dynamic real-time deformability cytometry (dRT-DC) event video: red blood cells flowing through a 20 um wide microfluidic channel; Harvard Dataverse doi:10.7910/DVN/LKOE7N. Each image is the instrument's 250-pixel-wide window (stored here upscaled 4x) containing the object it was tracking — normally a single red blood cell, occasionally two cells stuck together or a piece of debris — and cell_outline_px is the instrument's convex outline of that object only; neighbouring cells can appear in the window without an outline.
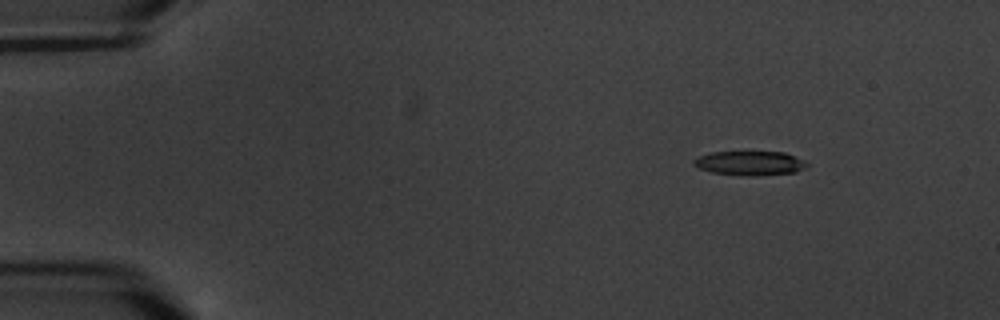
{"species": "common noctule bat (a hibernating species)", "species_latin": "Nyctalus noctula", "temperature_condition": "warm", "stored_images_in_passage": 4, "camera_frame_rate_fps": 3000, "um_per_image_px": 0.085, "animal": {"sex": "male", "body_mass_g": 20.1, "forearm_length_mm": 53.5}, "frame": {"image": 1, "passage_image": 1, "time_ms": 0.0, "image_size_px": [1000, 320], "cell_outline_px": [[808, 164], [804, 168], [796, 172], [756, 176], [748, 176], [712, 172], [700, 168], [692, 164], [692, 160], [696, 156], [712, 152], [784, 152], [804, 160]], "centroid_in_image_um": [63.71, 13.87], "position_along_channel_um": 21.3, "area_um2": 16.01}}
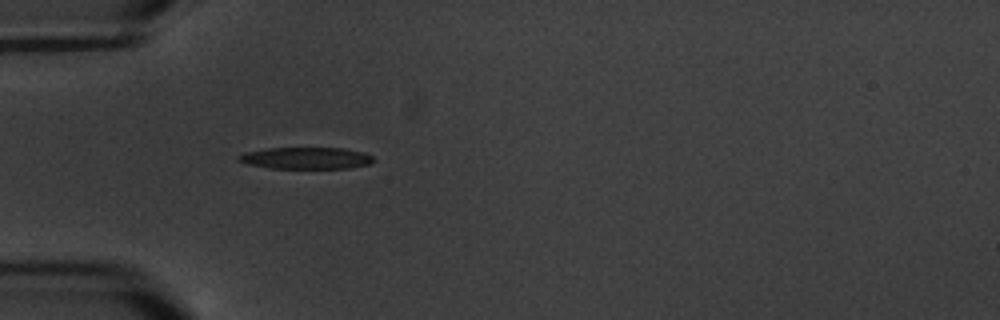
{"frame": {"image": 2, "passage_image": 4, "time_ms": 3.667, "image_size_px": [1000, 320], "cell_outline_px": [[376, 160], [368, 164], [348, 168], [272, 168], [248, 164], [236, 160], [236, 156], [244, 152], [268, 148], [344, 148], [364, 152], [372, 156]], "centroid_in_image_um": [26.0, 13.43], "position_along_channel_um": 59.0, "area_um2": 17.11}}